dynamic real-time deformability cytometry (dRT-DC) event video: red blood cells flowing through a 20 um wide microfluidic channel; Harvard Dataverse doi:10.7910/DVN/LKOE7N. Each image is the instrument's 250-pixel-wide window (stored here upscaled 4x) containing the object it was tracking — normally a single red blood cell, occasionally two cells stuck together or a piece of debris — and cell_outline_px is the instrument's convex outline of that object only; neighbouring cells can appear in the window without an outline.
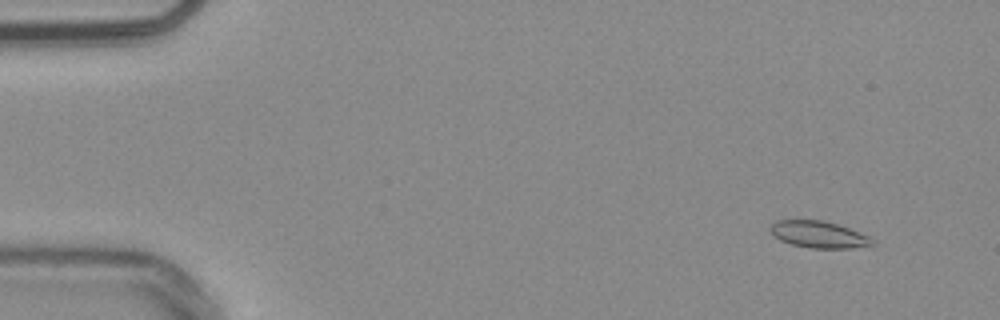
{"species": "common noctule bat (a hibernating species)", "species_latin": "Nyctalus noctula", "temperature_condition": "warm", "stored_images_in_passage": 51, "camera_frame_rate_fps": 3000, "um_per_image_px": 0.085, "animal": {"sex": "male", "body_mass_g": 20.4}, "frame": {"image": 1, "passage_image": 2, "time_ms": 0.333, "image_size_px": [1000, 320], "cell_outline_px": [[876, 244], [852, 248], [808, 248], [792, 244], [780, 240], [768, 228], [776, 220], [824, 220], [848, 228], [868, 236]], "centroid_in_image_um": [69.57, 19.93], "position_along_channel_um": 15.4, "area_um2": 15.72}}
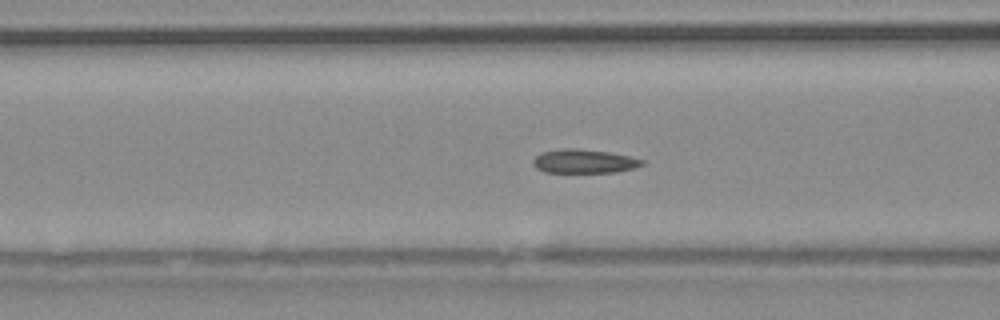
{"frame": {"image": 2, "passage_image": 19, "time_ms": 6.0, "image_size_px": [1000, 320], "cell_outline_px": [[644, 164], [632, 168], [616, 172], [544, 172], [536, 168], [532, 164], [532, 160], [540, 152], [560, 148], [576, 148], [608, 152], [628, 156], [644, 160]], "centroid_in_image_um": [49.58, 13.7], "position_along_channel_um": 117.0, "area_um2": 15.14}}
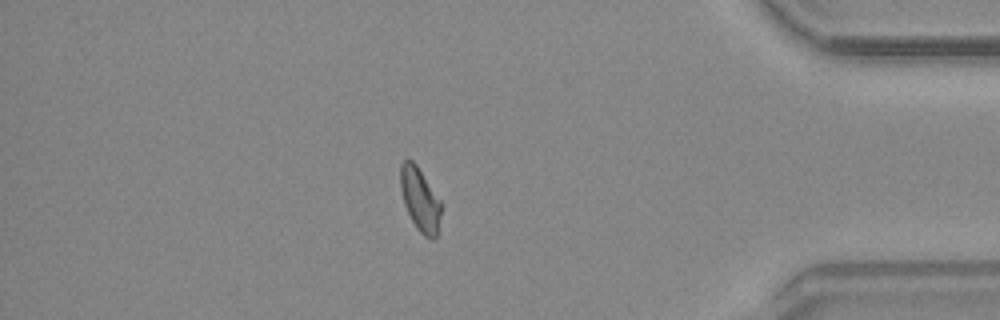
{"frame": {"image": 3, "passage_image": 44, "time_ms": 14.333, "image_size_px": [1000, 320], "cell_outline_px": [[440, 216], [436, 236], [432, 240], [424, 236], [416, 228], [404, 204], [400, 188], [400, 164], [404, 160], [412, 160], [416, 164], [440, 200]], "centroid_in_image_um": [35.67, 16.95], "position_along_channel_um": 399.5, "area_um2": 14.8}, "authors_computed_cell_mechanics": {"area_um2": 15.5482, "velocity_mm_per_s": 3.8078, "shape_relaxation_time_tau1_ms": 8.9013, "shape_relaxation_time_tau2_ms": 2.0817, "deformation_change_tau1": 0.1464, "deformation_change_tau2": 0.0562}}